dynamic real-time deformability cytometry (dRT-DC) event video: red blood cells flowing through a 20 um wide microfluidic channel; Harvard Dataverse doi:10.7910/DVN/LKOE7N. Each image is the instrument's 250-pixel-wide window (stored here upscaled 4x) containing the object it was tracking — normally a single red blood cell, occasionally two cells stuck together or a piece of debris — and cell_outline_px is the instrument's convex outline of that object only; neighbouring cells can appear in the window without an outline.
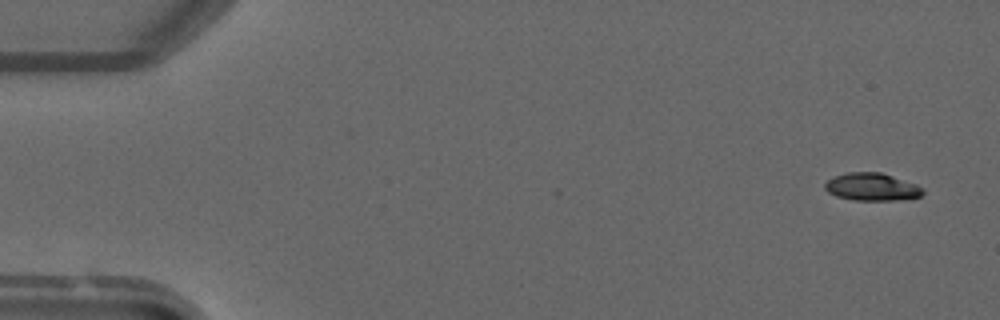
{"species": "common noctule bat (a hibernating species)", "species_latin": "Nyctalus noctula", "temperature_condition": "warm", "stored_images_in_passage": 4, "camera_frame_rate_fps": 3000, "um_per_image_px": 0.085, "animal": {"sex": "male", "forearm_length_mm": 52.5}, "frame": {"image": 1, "passage_image": 1, "time_ms": 0.0, "image_size_px": [1000, 320], "cell_outline_px": [[924, 192], [920, 196], [892, 200], [852, 200], [836, 196], [828, 192], [824, 188], [824, 184], [832, 176], [848, 172], [880, 172], [916, 184], [924, 188]], "centroid_in_image_um": [74.07, 15.88], "position_along_channel_um": 10.9, "area_um2": 15.72}}
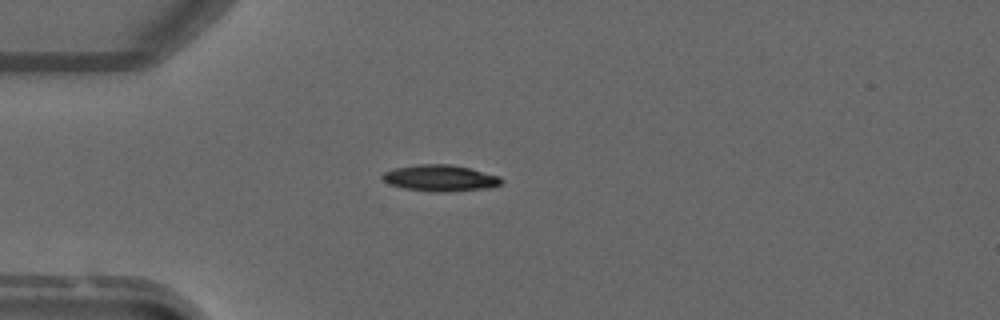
{"frame": {"image": 2, "passage_image": 4, "time_ms": 3.333, "image_size_px": [1000, 320], "cell_outline_px": [[504, 180], [500, 184], [488, 188], [440, 192], [404, 188], [388, 184], [380, 176], [384, 172], [396, 168], [416, 164], [452, 164], [500, 176]], "centroid_in_image_um": [37.41, 15.13], "position_along_channel_um": 47.6, "area_um2": 18.09}}